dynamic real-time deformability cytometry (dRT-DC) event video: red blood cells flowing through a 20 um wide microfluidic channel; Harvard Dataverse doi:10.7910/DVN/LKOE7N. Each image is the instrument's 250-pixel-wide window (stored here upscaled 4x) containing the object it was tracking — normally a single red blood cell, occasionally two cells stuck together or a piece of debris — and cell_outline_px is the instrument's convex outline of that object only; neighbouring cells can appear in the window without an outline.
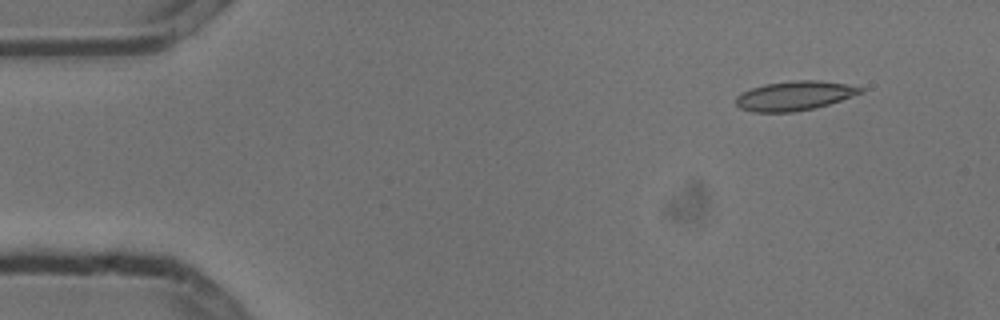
{"species": "common noctule bat (a hibernating species)", "species_latin": "Nyctalus noctula", "temperature_condition": "cold", "stored_images_in_passage": 5, "camera_frame_rate_fps": 3000, "um_per_image_px": 0.085, "animal": {"sex": "male", "body_mass_g": 13.3}, "frame": {"image": 1, "passage_image": 1, "time_ms": 0.0, "image_size_px": [1000, 320], "cell_outline_px": [[864, 92], [828, 104], [812, 108], [792, 112], [752, 112], [740, 108], [736, 104], [736, 96], [752, 88], [764, 84], [796, 80], [816, 80], [844, 84], [864, 88]], "centroid_in_image_um": [67.51, 8.14], "position_along_channel_um": 17.5, "area_um2": 20.98}}
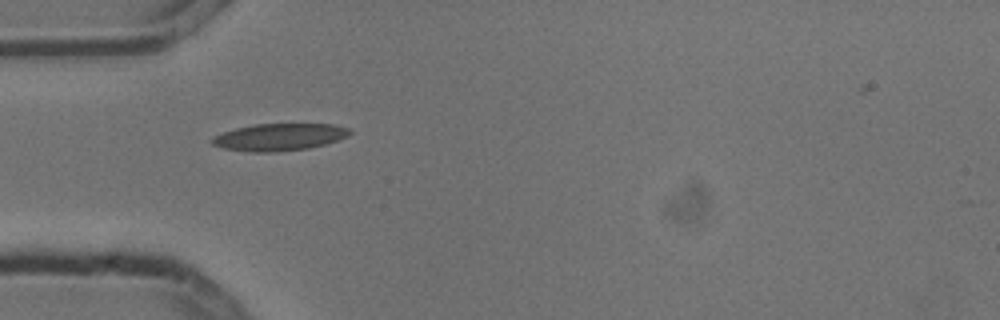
{"frame": {"image": 2, "passage_image": 4, "time_ms": 1.0, "image_size_px": [1000, 320], "cell_outline_px": [[352, 132], [348, 136], [324, 144], [308, 148], [276, 152], [252, 152], [224, 148], [212, 144], [208, 140], [212, 136], [236, 128], [256, 124], [336, 124], [348, 128]], "centroid_in_image_um": [23.72, 11.65], "position_along_channel_um": 61.3, "area_um2": 21.73}}
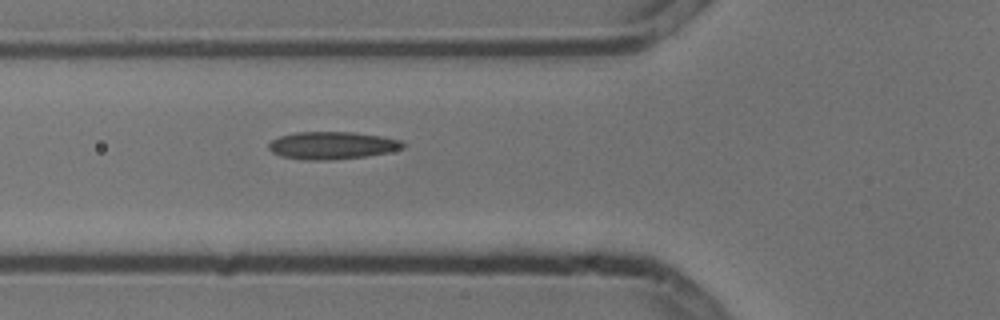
{"frame": {"image": 3, "passage_image": 5, "time_ms": 1.333, "image_size_px": [1000, 320], "cell_outline_px": [[404, 148], [388, 152], [364, 156], [328, 160], [308, 160], [280, 156], [272, 152], [268, 148], [268, 144], [272, 140], [280, 136], [296, 132], [352, 132], [384, 136], [400, 140], [404, 144]], "centroid_in_image_um": [28.22, 12.35], "position_along_channel_um": 97.6, "area_um2": 21.44}}